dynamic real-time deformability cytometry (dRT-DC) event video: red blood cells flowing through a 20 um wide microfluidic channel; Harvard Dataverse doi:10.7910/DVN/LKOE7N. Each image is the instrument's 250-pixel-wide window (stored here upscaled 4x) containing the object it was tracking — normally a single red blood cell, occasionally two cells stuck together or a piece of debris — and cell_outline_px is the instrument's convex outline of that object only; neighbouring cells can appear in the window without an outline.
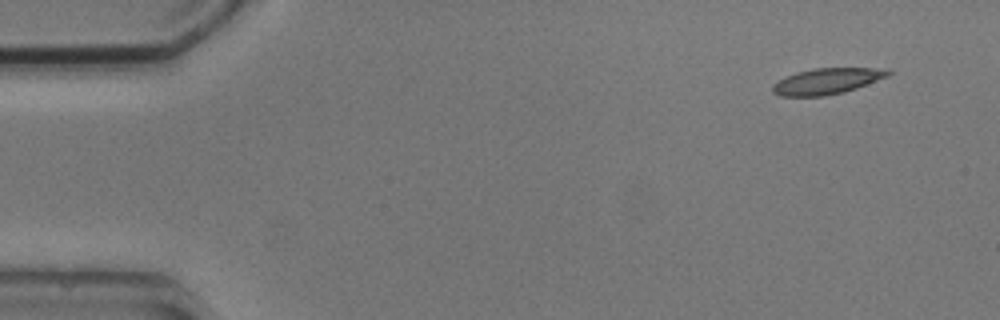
{"species": "common noctule bat (a hibernating species)", "species_latin": "Nyctalus noctula", "temperature_condition": "cold", "stored_images_in_passage": 10, "camera_frame_rate_fps": 3000, "um_per_image_px": 0.085, "animal": {"sex": "male", "body_mass_g": 20.5, "forearm_length_mm": 52.5}, "frame": {"image": 1, "passage_image": 1, "time_ms": 0.0, "image_size_px": [1000, 320], "cell_outline_px": [[892, 72], [888, 76], [856, 88], [844, 92], [824, 96], [780, 96], [772, 92], [772, 84], [784, 76], [796, 72], [812, 68], [888, 68]], "centroid_in_image_um": [70.26, 6.89], "position_along_channel_um": 14.7, "area_um2": 17.63}}